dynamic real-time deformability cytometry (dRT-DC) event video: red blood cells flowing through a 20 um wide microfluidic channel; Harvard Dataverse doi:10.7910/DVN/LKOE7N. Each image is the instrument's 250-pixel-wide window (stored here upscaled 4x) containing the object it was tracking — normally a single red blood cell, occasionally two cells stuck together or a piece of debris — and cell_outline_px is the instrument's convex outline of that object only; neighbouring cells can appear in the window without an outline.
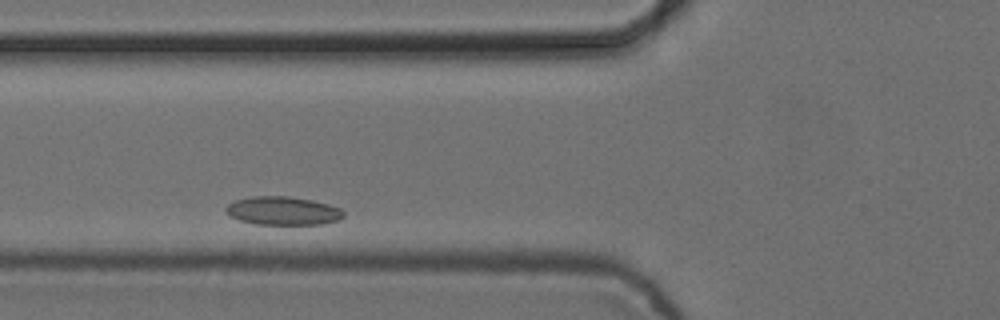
{"species": "common noctule bat (a hibernating species)", "species_latin": "Nyctalus noctula", "temperature_condition": "cold", "stored_images_in_passage": 5, "camera_frame_rate_fps": 3000, "um_per_image_px": 0.085, "animal": {"sex": "female", "body_mass_g": 24.6, "forearm_length_mm": 56.2}, "frame": {"image": 1, "passage_image": 2, "time_ms": 0.333, "image_size_px": [1000, 320], "cell_outline_px": [[344, 216], [340, 220], [324, 224], [256, 224], [240, 220], [228, 216], [224, 208], [228, 204], [236, 200], [252, 196], [288, 196], [312, 200], [328, 204], [340, 208], [344, 212]], "centroid_in_image_um": [24.05, 17.92], "position_along_channel_um": 101.8, "area_um2": 19.59}}
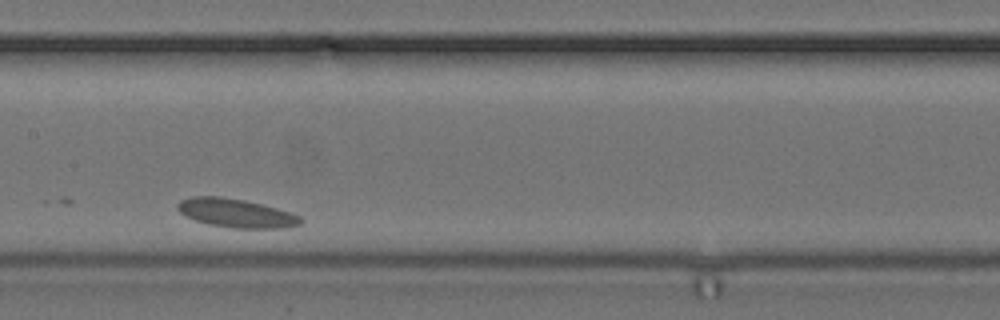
{"frame": {"image": 2, "passage_image": 4, "time_ms": 1.0, "image_size_px": [1000, 320], "cell_outline_px": [[304, 220], [300, 224], [284, 228], [232, 228], [208, 224], [184, 216], [176, 208], [176, 204], [180, 200], [192, 196], [220, 196], [244, 200], [292, 212], [300, 216]], "centroid_in_image_um": [20.05, 18.11], "position_along_channel_um": 187.4, "area_um2": 20.69}}
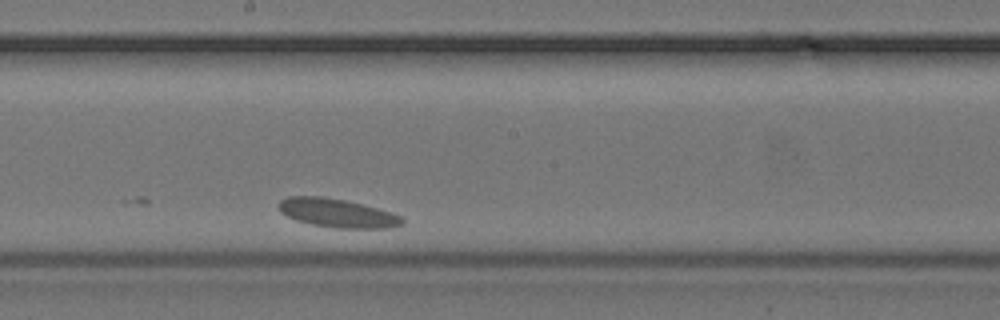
{"frame": {"image": 3, "passage_image": 5, "time_ms": 1.333, "image_size_px": [1000, 320], "cell_outline_px": [[404, 224], [388, 228], [340, 228], [312, 224], [296, 220], [280, 212], [276, 204], [280, 200], [288, 196], [320, 196], [344, 200], [376, 208], [400, 216], [404, 220]], "centroid_in_image_um": [28.61, 18.1], "position_along_channel_um": 219.6, "area_um2": 20.4}}